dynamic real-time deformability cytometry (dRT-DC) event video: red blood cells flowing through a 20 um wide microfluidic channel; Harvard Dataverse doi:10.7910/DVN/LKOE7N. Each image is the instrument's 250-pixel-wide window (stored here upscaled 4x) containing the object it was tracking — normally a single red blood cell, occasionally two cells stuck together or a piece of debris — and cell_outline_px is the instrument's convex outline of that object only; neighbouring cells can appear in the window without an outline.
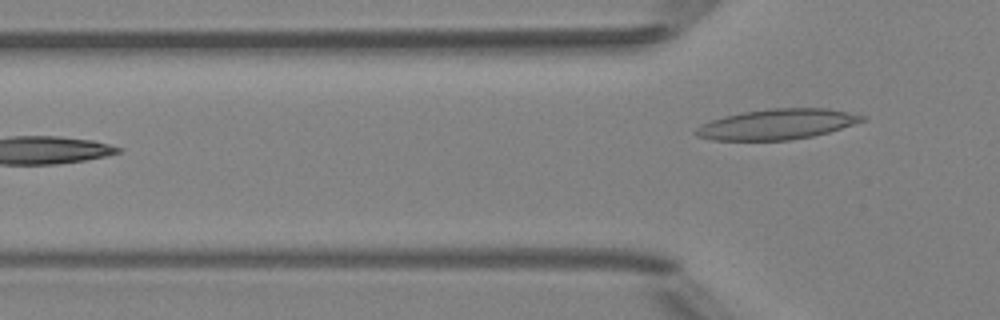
{"species": "Egyptian fruit bat (a non-hibernating species)", "species_latin": "Rousettus aegyptiacus", "temperature_condition": "room temperature", "stored_images_in_passage": 6, "camera_frame_rate_fps": 3000, "um_per_image_px": 0.085, "animal": {"sex": "female"}, "frame": {"image": 1, "passage_image": 6, "time_ms": 5.667, "image_size_px": [1000, 320], "cell_outline_px": [[868, 120], [828, 132], [812, 136], [788, 140], [712, 140], [696, 136], [692, 132], [696, 128], [712, 120], [724, 116], [744, 112], [772, 108], [828, 108], [868, 116]], "centroid_in_image_um": [66.09, 10.56], "position_along_channel_um": 59.7, "area_um2": 29.42}}